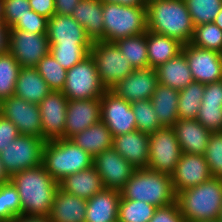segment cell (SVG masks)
Instances as JSON below:
<instances>
[{"label": "cell", "mask_w": 222, "mask_h": 222, "mask_svg": "<svg viewBox=\"0 0 222 222\" xmlns=\"http://www.w3.org/2000/svg\"><path fill=\"white\" fill-rule=\"evenodd\" d=\"M17 188L22 207V215L48 217L59 183L51 177L41 164L25 169L11 176Z\"/></svg>", "instance_id": "cell-1"}, {"label": "cell", "mask_w": 222, "mask_h": 222, "mask_svg": "<svg viewBox=\"0 0 222 222\" xmlns=\"http://www.w3.org/2000/svg\"><path fill=\"white\" fill-rule=\"evenodd\" d=\"M148 30L173 38L183 45L191 42L194 24L184 0H160L146 6Z\"/></svg>", "instance_id": "cell-2"}, {"label": "cell", "mask_w": 222, "mask_h": 222, "mask_svg": "<svg viewBox=\"0 0 222 222\" xmlns=\"http://www.w3.org/2000/svg\"><path fill=\"white\" fill-rule=\"evenodd\" d=\"M176 202L186 222L218 219L222 208V179L212 177L176 194Z\"/></svg>", "instance_id": "cell-3"}, {"label": "cell", "mask_w": 222, "mask_h": 222, "mask_svg": "<svg viewBox=\"0 0 222 222\" xmlns=\"http://www.w3.org/2000/svg\"><path fill=\"white\" fill-rule=\"evenodd\" d=\"M120 192L124 199L143 201L157 208L176 202L171 175L148 168L135 169Z\"/></svg>", "instance_id": "cell-4"}, {"label": "cell", "mask_w": 222, "mask_h": 222, "mask_svg": "<svg viewBox=\"0 0 222 222\" xmlns=\"http://www.w3.org/2000/svg\"><path fill=\"white\" fill-rule=\"evenodd\" d=\"M42 165L58 183L66 176L93 166V157L71 139H54L45 142Z\"/></svg>", "instance_id": "cell-5"}, {"label": "cell", "mask_w": 222, "mask_h": 222, "mask_svg": "<svg viewBox=\"0 0 222 222\" xmlns=\"http://www.w3.org/2000/svg\"><path fill=\"white\" fill-rule=\"evenodd\" d=\"M104 41L116 42L125 37L146 33V6H124L119 3L103 2Z\"/></svg>", "instance_id": "cell-6"}, {"label": "cell", "mask_w": 222, "mask_h": 222, "mask_svg": "<svg viewBox=\"0 0 222 222\" xmlns=\"http://www.w3.org/2000/svg\"><path fill=\"white\" fill-rule=\"evenodd\" d=\"M90 55L95 61L99 80L106 90L113 88L134 70L114 42L94 41Z\"/></svg>", "instance_id": "cell-7"}, {"label": "cell", "mask_w": 222, "mask_h": 222, "mask_svg": "<svg viewBox=\"0 0 222 222\" xmlns=\"http://www.w3.org/2000/svg\"><path fill=\"white\" fill-rule=\"evenodd\" d=\"M105 91L90 54L67 70L62 92L68 100L101 98Z\"/></svg>", "instance_id": "cell-8"}, {"label": "cell", "mask_w": 222, "mask_h": 222, "mask_svg": "<svg viewBox=\"0 0 222 222\" xmlns=\"http://www.w3.org/2000/svg\"><path fill=\"white\" fill-rule=\"evenodd\" d=\"M45 142L40 137L20 134L3 148L0 158L8 174L12 176L17 172L41 165Z\"/></svg>", "instance_id": "cell-9"}, {"label": "cell", "mask_w": 222, "mask_h": 222, "mask_svg": "<svg viewBox=\"0 0 222 222\" xmlns=\"http://www.w3.org/2000/svg\"><path fill=\"white\" fill-rule=\"evenodd\" d=\"M181 154V147L172 127H162L149 135L148 169L171 175Z\"/></svg>", "instance_id": "cell-10"}, {"label": "cell", "mask_w": 222, "mask_h": 222, "mask_svg": "<svg viewBox=\"0 0 222 222\" xmlns=\"http://www.w3.org/2000/svg\"><path fill=\"white\" fill-rule=\"evenodd\" d=\"M0 114L10 120L19 134L42 138L41 113L38 104L10 96L0 102Z\"/></svg>", "instance_id": "cell-11"}, {"label": "cell", "mask_w": 222, "mask_h": 222, "mask_svg": "<svg viewBox=\"0 0 222 222\" xmlns=\"http://www.w3.org/2000/svg\"><path fill=\"white\" fill-rule=\"evenodd\" d=\"M47 34L28 31H9V52L21 67L35 68L37 63L49 53Z\"/></svg>", "instance_id": "cell-12"}, {"label": "cell", "mask_w": 222, "mask_h": 222, "mask_svg": "<svg viewBox=\"0 0 222 222\" xmlns=\"http://www.w3.org/2000/svg\"><path fill=\"white\" fill-rule=\"evenodd\" d=\"M101 121L113 137L137 129L131 104L111 90H106L101 97Z\"/></svg>", "instance_id": "cell-13"}, {"label": "cell", "mask_w": 222, "mask_h": 222, "mask_svg": "<svg viewBox=\"0 0 222 222\" xmlns=\"http://www.w3.org/2000/svg\"><path fill=\"white\" fill-rule=\"evenodd\" d=\"M184 53L189 69L195 82L210 84L222 80V54L199 48L190 42L183 45Z\"/></svg>", "instance_id": "cell-14"}, {"label": "cell", "mask_w": 222, "mask_h": 222, "mask_svg": "<svg viewBox=\"0 0 222 222\" xmlns=\"http://www.w3.org/2000/svg\"><path fill=\"white\" fill-rule=\"evenodd\" d=\"M93 166L101 176L104 188L118 191L124 188L136 169L113 148L96 155Z\"/></svg>", "instance_id": "cell-15"}, {"label": "cell", "mask_w": 222, "mask_h": 222, "mask_svg": "<svg viewBox=\"0 0 222 222\" xmlns=\"http://www.w3.org/2000/svg\"><path fill=\"white\" fill-rule=\"evenodd\" d=\"M68 99L62 91H51L39 104L42 123V139L63 138Z\"/></svg>", "instance_id": "cell-16"}, {"label": "cell", "mask_w": 222, "mask_h": 222, "mask_svg": "<svg viewBox=\"0 0 222 222\" xmlns=\"http://www.w3.org/2000/svg\"><path fill=\"white\" fill-rule=\"evenodd\" d=\"M158 84L156 69L147 67L134 69L110 90L132 104L151 99Z\"/></svg>", "instance_id": "cell-17"}, {"label": "cell", "mask_w": 222, "mask_h": 222, "mask_svg": "<svg viewBox=\"0 0 222 222\" xmlns=\"http://www.w3.org/2000/svg\"><path fill=\"white\" fill-rule=\"evenodd\" d=\"M209 166L204 155L182 153L171 174L174 192H179L195 187L211 179Z\"/></svg>", "instance_id": "cell-18"}, {"label": "cell", "mask_w": 222, "mask_h": 222, "mask_svg": "<svg viewBox=\"0 0 222 222\" xmlns=\"http://www.w3.org/2000/svg\"><path fill=\"white\" fill-rule=\"evenodd\" d=\"M100 120L101 98L68 100L64 139H70Z\"/></svg>", "instance_id": "cell-19"}, {"label": "cell", "mask_w": 222, "mask_h": 222, "mask_svg": "<svg viewBox=\"0 0 222 222\" xmlns=\"http://www.w3.org/2000/svg\"><path fill=\"white\" fill-rule=\"evenodd\" d=\"M49 45L92 44L85 29L71 15L54 14L48 19Z\"/></svg>", "instance_id": "cell-20"}, {"label": "cell", "mask_w": 222, "mask_h": 222, "mask_svg": "<svg viewBox=\"0 0 222 222\" xmlns=\"http://www.w3.org/2000/svg\"><path fill=\"white\" fill-rule=\"evenodd\" d=\"M112 148L134 168H147L149 162V135L139 130L113 137Z\"/></svg>", "instance_id": "cell-21"}, {"label": "cell", "mask_w": 222, "mask_h": 222, "mask_svg": "<svg viewBox=\"0 0 222 222\" xmlns=\"http://www.w3.org/2000/svg\"><path fill=\"white\" fill-rule=\"evenodd\" d=\"M182 153L204 155L211 131L196 119H179L173 126Z\"/></svg>", "instance_id": "cell-22"}, {"label": "cell", "mask_w": 222, "mask_h": 222, "mask_svg": "<svg viewBox=\"0 0 222 222\" xmlns=\"http://www.w3.org/2000/svg\"><path fill=\"white\" fill-rule=\"evenodd\" d=\"M121 192L104 188L87 200L85 222H118Z\"/></svg>", "instance_id": "cell-23"}, {"label": "cell", "mask_w": 222, "mask_h": 222, "mask_svg": "<svg viewBox=\"0 0 222 222\" xmlns=\"http://www.w3.org/2000/svg\"><path fill=\"white\" fill-rule=\"evenodd\" d=\"M103 1L80 0L71 16L85 29L87 36L94 41H104Z\"/></svg>", "instance_id": "cell-24"}, {"label": "cell", "mask_w": 222, "mask_h": 222, "mask_svg": "<svg viewBox=\"0 0 222 222\" xmlns=\"http://www.w3.org/2000/svg\"><path fill=\"white\" fill-rule=\"evenodd\" d=\"M86 207L87 200L59 188L48 218L50 222H85Z\"/></svg>", "instance_id": "cell-25"}, {"label": "cell", "mask_w": 222, "mask_h": 222, "mask_svg": "<svg viewBox=\"0 0 222 222\" xmlns=\"http://www.w3.org/2000/svg\"><path fill=\"white\" fill-rule=\"evenodd\" d=\"M59 188L85 200L101 192L104 185L94 166L66 176L59 182Z\"/></svg>", "instance_id": "cell-26"}, {"label": "cell", "mask_w": 222, "mask_h": 222, "mask_svg": "<svg viewBox=\"0 0 222 222\" xmlns=\"http://www.w3.org/2000/svg\"><path fill=\"white\" fill-rule=\"evenodd\" d=\"M158 82L176 90H182L194 81L183 52L156 68Z\"/></svg>", "instance_id": "cell-27"}, {"label": "cell", "mask_w": 222, "mask_h": 222, "mask_svg": "<svg viewBox=\"0 0 222 222\" xmlns=\"http://www.w3.org/2000/svg\"><path fill=\"white\" fill-rule=\"evenodd\" d=\"M51 91L36 68L21 67L15 85V96L39 104Z\"/></svg>", "instance_id": "cell-28"}, {"label": "cell", "mask_w": 222, "mask_h": 222, "mask_svg": "<svg viewBox=\"0 0 222 222\" xmlns=\"http://www.w3.org/2000/svg\"><path fill=\"white\" fill-rule=\"evenodd\" d=\"M150 100L163 127H172L179 120V90L159 83Z\"/></svg>", "instance_id": "cell-29"}, {"label": "cell", "mask_w": 222, "mask_h": 222, "mask_svg": "<svg viewBox=\"0 0 222 222\" xmlns=\"http://www.w3.org/2000/svg\"><path fill=\"white\" fill-rule=\"evenodd\" d=\"M70 139L93 158L99 153L111 149L113 143L110 130L101 120Z\"/></svg>", "instance_id": "cell-30"}, {"label": "cell", "mask_w": 222, "mask_h": 222, "mask_svg": "<svg viewBox=\"0 0 222 222\" xmlns=\"http://www.w3.org/2000/svg\"><path fill=\"white\" fill-rule=\"evenodd\" d=\"M183 44L166 35L147 30L149 67L156 69L182 52Z\"/></svg>", "instance_id": "cell-31"}, {"label": "cell", "mask_w": 222, "mask_h": 222, "mask_svg": "<svg viewBox=\"0 0 222 222\" xmlns=\"http://www.w3.org/2000/svg\"><path fill=\"white\" fill-rule=\"evenodd\" d=\"M134 69L149 67L147 54V32L125 37L114 42Z\"/></svg>", "instance_id": "cell-32"}, {"label": "cell", "mask_w": 222, "mask_h": 222, "mask_svg": "<svg viewBox=\"0 0 222 222\" xmlns=\"http://www.w3.org/2000/svg\"><path fill=\"white\" fill-rule=\"evenodd\" d=\"M204 94V84L193 81L179 91L178 118L196 119Z\"/></svg>", "instance_id": "cell-33"}, {"label": "cell", "mask_w": 222, "mask_h": 222, "mask_svg": "<svg viewBox=\"0 0 222 222\" xmlns=\"http://www.w3.org/2000/svg\"><path fill=\"white\" fill-rule=\"evenodd\" d=\"M21 66L10 52L0 54V102L15 95Z\"/></svg>", "instance_id": "cell-34"}, {"label": "cell", "mask_w": 222, "mask_h": 222, "mask_svg": "<svg viewBox=\"0 0 222 222\" xmlns=\"http://www.w3.org/2000/svg\"><path fill=\"white\" fill-rule=\"evenodd\" d=\"M157 207L143 201L127 200L121 196L118 222H149Z\"/></svg>", "instance_id": "cell-35"}, {"label": "cell", "mask_w": 222, "mask_h": 222, "mask_svg": "<svg viewBox=\"0 0 222 222\" xmlns=\"http://www.w3.org/2000/svg\"><path fill=\"white\" fill-rule=\"evenodd\" d=\"M35 68L52 91L63 90L67 70L56 61L50 52L37 63Z\"/></svg>", "instance_id": "cell-36"}, {"label": "cell", "mask_w": 222, "mask_h": 222, "mask_svg": "<svg viewBox=\"0 0 222 222\" xmlns=\"http://www.w3.org/2000/svg\"><path fill=\"white\" fill-rule=\"evenodd\" d=\"M92 44H74V45H50L49 52L56 61L66 70L90 54Z\"/></svg>", "instance_id": "cell-37"}, {"label": "cell", "mask_w": 222, "mask_h": 222, "mask_svg": "<svg viewBox=\"0 0 222 222\" xmlns=\"http://www.w3.org/2000/svg\"><path fill=\"white\" fill-rule=\"evenodd\" d=\"M21 215V200L17 188L11 181L0 185V222H12Z\"/></svg>", "instance_id": "cell-38"}, {"label": "cell", "mask_w": 222, "mask_h": 222, "mask_svg": "<svg viewBox=\"0 0 222 222\" xmlns=\"http://www.w3.org/2000/svg\"><path fill=\"white\" fill-rule=\"evenodd\" d=\"M190 43L222 54V30L214 22L197 25Z\"/></svg>", "instance_id": "cell-39"}, {"label": "cell", "mask_w": 222, "mask_h": 222, "mask_svg": "<svg viewBox=\"0 0 222 222\" xmlns=\"http://www.w3.org/2000/svg\"><path fill=\"white\" fill-rule=\"evenodd\" d=\"M194 26L214 22L222 0H184Z\"/></svg>", "instance_id": "cell-40"}, {"label": "cell", "mask_w": 222, "mask_h": 222, "mask_svg": "<svg viewBox=\"0 0 222 222\" xmlns=\"http://www.w3.org/2000/svg\"><path fill=\"white\" fill-rule=\"evenodd\" d=\"M131 107L135 115L137 130L150 135L163 127L158 121L150 99L134 102Z\"/></svg>", "instance_id": "cell-41"}, {"label": "cell", "mask_w": 222, "mask_h": 222, "mask_svg": "<svg viewBox=\"0 0 222 222\" xmlns=\"http://www.w3.org/2000/svg\"><path fill=\"white\" fill-rule=\"evenodd\" d=\"M204 156L211 175L222 179V131L211 132Z\"/></svg>", "instance_id": "cell-42"}, {"label": "cell", "mask_w": 222, "mask_h": 222, "mask_svg": "<svg viewBox=\"0 0 222 222\" xmlns=\"http://www.w3.org/2000/svg\"><path fill=\"white\" fill-rule=\"evenodd\" d=\"M196 120L211 132L222 131V105L201 103Z\"/></svg>", "instance_id": "cell-43"}, {"label": "cell", "mask_w": 222, "mask_h": 222, "mask_svg": "<svg viewBox=\"0 0 222 222\" xmlns=\"http://www.w3.org/2000/svg\"><path fill=\"white\" fill-rule=\"evenodd\" d=\"M3 22L12 28L31 10L28 0H3Z\"/></svg>", "instance_id": "cell-44"}, {"label": "cell", "mask_w": 222, "mask_h": 222, "mask_svg": "<svg viewBox=\"0 0 222 222\" xmlns=\"http://www.w3.org/2000/svg\"><path fill=\"white\" fill-rule=\"evenodd\" d=\"M48 19L33 10H28L10 30L28 31L36 34H47Z\"/></svg>", "instance_id": "cell-45"}, {"label": "cell", "mask_w": 222, "mask_h": 222, "mask_svg": "<svg viewBox=\"0 0 222 222\" xmlns=\"http://www.w3.org/2000/svg\"><path fill=\"white\" fill-rule=\"evenodd\" d=\"M149 222H186L180 213L177 202L156 208Z\"/></svg>", "instance_id": "cell-46"}, {"label": "cell", "mask_w": 222, "mask_h": 222, "mask_svg": "<svg viewBox=\"0 0 222 222\" xmlns=\"http://www.w3.org/2000/svg\"><path fill=\"white\" fill-rule=\"evenodd\" d=\"M14 123L0 114V152L19 136Z\"/></svg>", "instance_id": "cell-47"}, {"label": "cell", "mask_w": 222, "mask_h": 222, "mask_svg": "<svg viewBox=\"0 0 222 222\" xmlns=\"http://www.w3.org/2000/svg\"><path fill=\"white\" fill-rule=\"evenodd\" d=\"M201 103L222 105V80L204 85Z\"/></svg>", "instance_id": "cell-48"}, {"label": "cell", "mask_w": 222, "mask_h": 222, "mask_svg": "<svg viewBox=\"0 0 222 222\" xmlns=\"http://www.w3.org/2000/svg\"><path fill=\"white\" fill-rule=\"evenodd\" d=\"M31 10L50 19L55 14V0H28Z\"/></svg>", "instance_id": "cell-49"}, {"label": "cell", "mask_w": 222, "mask_h": 222, "mask_svg": "<svg viewBox=\"0 0 222 222\" xmlns=\"http://www.w3.org/2000/svg\"><path fill=\"white\" fill-rule=\"evenodd\" d=\"M80 0H55V14L71 15Z\"/></svg>", "instance_id": "cell-50"}, {"label": "cell", "mask_w": 222, "mask_h": 222, "mask_svg": "<svg viewBox=\"0 0 222 222\" xmlns=\"http://www.w3.org/2000/svg\"><path fill=\"white\" fill-rule=\"evenodd\" d=\"M9 31L10 27L0 21V54L9 52Z\"/></svg>", "instance_id": "cell-51"}, {"label": "cell", "mask_w": 222, "mask_h": 222, "mask_svg": "<svg viewBox=\"0 0 222 222\" xmlns=\"http://www.w3.org/2000/svg\"><path fill=\"white\" fill-rule=\"evenodd\" d=\"M12 222H50L48 217H34L21 215L13 219Z\"/></svg>", "instance_id": "cell-52"}, {"label": "cell", "mask_w": 222, "mask_h": 222, "mask_svg": "<svg viewBox=\"0 0 222 222\" xmlns=\"http://www.w3.org/2000/svg\"><path fill=\"white\" fill-rule=\"evenodd\" d=\"M103 2L119 3L124 6H145L143 0H102Z\"/></svg>", "instance_id": "cell-53"}, {"label": "cell", "mask_w": 222, "mask_h": 222, "mask_svg": "<svg viewBox=\"0 0 222 222\" xmlns=\"http://www.w3.org/2000/svg\"><path fill=\"white\" fill-rule=\"evenodd\" d=\"M11 181V176L6 171L0 158V185L7 184Z\"/></svg>", "instance_id": "cell-54"}, {"label": "cell", "mask_w": 222, "mask_h": 222, "mask_svg": "<svg viewBox=\"0 0 222 222\" xmlns=\"http://www.w3.org/2000/svg\"><path fill=\"white\" fill-rule=\"evenodd\" d=\"M214 23L222 30V7L218 12V14L216 15Z\"/></svg>", "instance_id": "cell-55"}, {"label": "cell", "mask_w": 222, "mask_h": 222, "mask_svg": "<svg viewBox=\"0 0 222 222\" xmlns=\"http://www.w3.org/2000/svg\"><path fill=\"white\" fill-rule=\"evenodd\" d=\"M4 10H3V0H0V21H3Z\"/></svg>", "instance_id": "cell-56"}, {"label": "cell", "mask_w": 222, "mask_h": 222, "mask_svg": "<svg viewBox=\"0 0 222 222\" xmlns=\"http://www.w3.org/2000/svg\"><path fill=\"white\" fill-rule=\"evenodd\" d=\"M155 1H160V0H143V3L145 6H147L148 4L155 2Z\"/></svg>", "instance_id": "cell-57"}, {"label": "cell", "mask_w": 222, "mask_h": 222, "mask_svg": "<svg viewBox=\"0 0 222 222\" xmlns=\"http://www.w3.org/2000/svg\"><path fill=\"white\" fill-rule=\"evenodd\" d=\"M198 222H219V219H214V220H203V221H198Z\"/></svg>", "instance_id": "cell-58"}, {"label": "cell", "mask_w": 222, "mask_h": 222, "mask_svg": "<svg viewBox=\"0 0 222 222\" xmlns=\"http://www.w3.org/2000/svg\"><path fill=\"white\" fill-rule=\"evenodd\" d=\"M219 222H222V208H221V212H220V215H219Z\"/></svg>", "instance_id": "cell-59"}]
</instances>
